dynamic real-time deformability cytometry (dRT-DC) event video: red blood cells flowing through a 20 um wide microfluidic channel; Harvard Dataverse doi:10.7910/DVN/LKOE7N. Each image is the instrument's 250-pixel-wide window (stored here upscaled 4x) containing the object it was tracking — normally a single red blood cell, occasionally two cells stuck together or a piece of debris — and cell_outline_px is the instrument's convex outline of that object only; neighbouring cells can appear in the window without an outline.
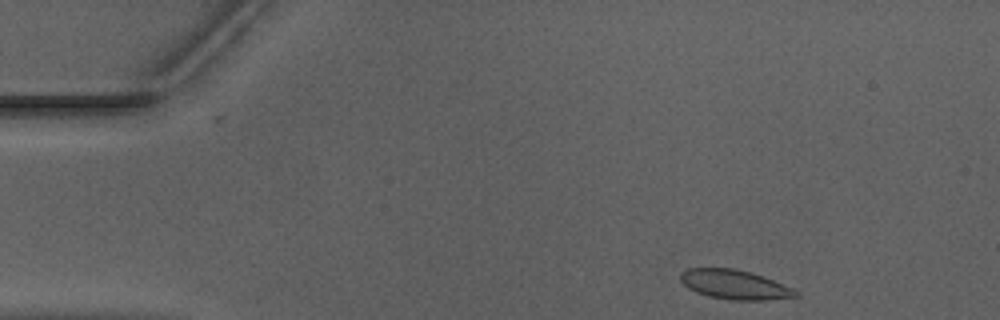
{"species": "Egyptian fruit bat (a non-hibernating species)", "species_latin": "Rousettus aegyptiacus", "temperature_condition": "warm", "stored_images_in_passage": 10, "camera_frame_rate_fps": 3000, "um_per_image_px": 0.085, "animal": {"sex": "male"}, "frame": {"image": 1, "passage_image": 1, "time_ms": 0.0, "image_size_px": [1000, 320], "cell_outline_px": [[800, 296], [764, 300], [736, 300], [708, 296], [696, 292], [688, 288], [680, 280], [680, 272], [688, 268], [732, 268], [752, 272], [764, 276], [792, 288], [800, 292]], "centroid_in_image_um": [62.45, 24.18], "position_along_channel_um": 22.6, "area_um2": 19.77}}